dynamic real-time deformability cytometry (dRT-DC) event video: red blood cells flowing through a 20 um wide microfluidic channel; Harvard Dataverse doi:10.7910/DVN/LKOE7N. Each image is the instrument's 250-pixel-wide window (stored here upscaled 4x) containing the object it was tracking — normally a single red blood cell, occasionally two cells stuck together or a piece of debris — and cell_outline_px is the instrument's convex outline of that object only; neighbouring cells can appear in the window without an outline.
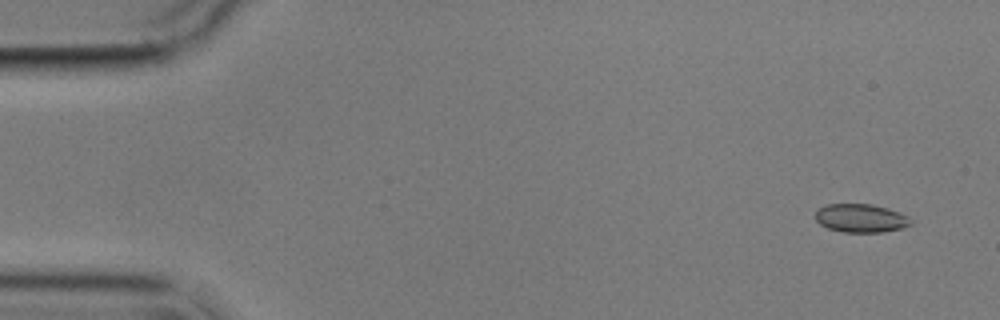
{"species": "common noctule bat (a hibernating species)", "species_latin": "Nyctalus noctula", "temperature_condition": "cold", "stored_images_in_passage": 4, "camera_frame_rate_fps": 3000, "um_per_image_px": 0.085, "animal": {"sex": "male", "body_mass_g": 17.9}, "frame": {"image": 1, "passage_image": 1, "time_ms": 0.0, "image_size_px": [1000, 320], "cell_outline_px": [[912, 224], [900, 228], [884, 232], [840, 232], [828, 228], [820, 224], [816, 220], [816, 212], [820, 208], [828, 204], [872, 204], [888, 208], [900, 212], [908, 216], [912, 220]], "centroid_in_image_um": [73.19, 18.54], "position_along_channel_um": 11.8, "area_um2": 15.84}}
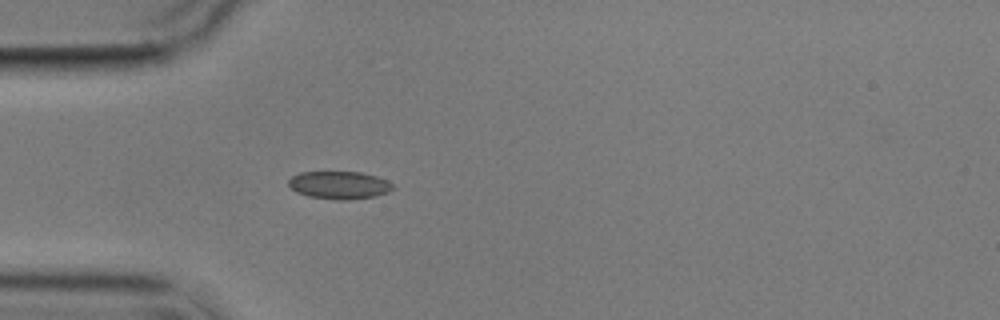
{"frame": {"image": 2, "passage_image": 4, "time_ms": 4.333, "image_size_px": [1000, 320], "cell_outline_px": [[396, 188], [388, 192], [376, 196], [348, 200], [336, 200], [308, 196], [296, 192], [288, 184], [288, 180], [292, 176], [300, 172], [360, 172], [376, 176], [392, 184]], "centroid_in_image_um": [28.83, 15.74], "position_along_channel_um": 56.2, "area_um2": 16.88}}